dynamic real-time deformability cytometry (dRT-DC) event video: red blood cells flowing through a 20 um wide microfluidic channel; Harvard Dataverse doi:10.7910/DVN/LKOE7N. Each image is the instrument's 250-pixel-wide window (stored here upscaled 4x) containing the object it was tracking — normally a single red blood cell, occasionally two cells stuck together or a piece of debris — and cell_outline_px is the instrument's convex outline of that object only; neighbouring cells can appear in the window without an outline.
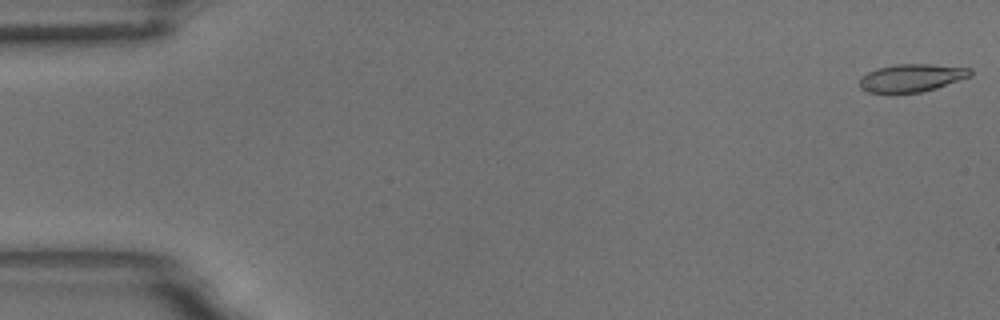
{"species": "common noctule bat (a hibernating species)", "species_latin": "Nyctalus noctula", "temperature_condition": "room temperature", "stored_images_in_passage": 56, "camera_frame_rate_fps": 3000, "um_per_image_px": 0.085, "animal": {"sex": "male", "body_mass_g": 18.8}, "frame": {"image": 1, "passage_image": 1, "time_ms": 0.0, "image_size_px": [1000, 320], "cell_outline_px": [[972, 76], [936, 88], [920, 92], [868, 92], [860, 88], [860, 80], [868, 72], [876, 68], [896, 64], [928, 64], [972, 68]], "centroid_in_image_um": [77.52, 6.6], "position_along_channel_um": 7.5, "area_um2": 17.74}}
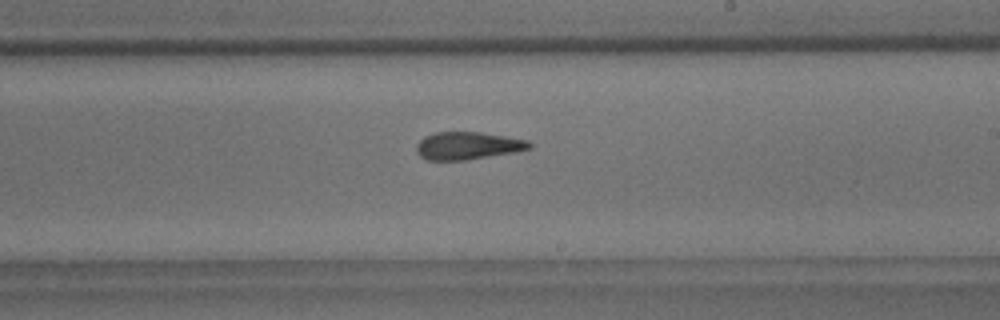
{"frame": {"image": 2, "passage_image": 33, "time_ms": 10.667, "image_size_px": [1000, 320], "cell_outline_px": [[532, 148], [516, 152], [464, 160], [428, 160], [420, 156], [416, 152], [416, 144], [424, 136], [432, 132], [480, 132], [528, 140], [532, 144]], "centroid_in_image_um": [39.74, 12.38], "position_along_channel_um": 249.3, "area_um2": 18.26}}
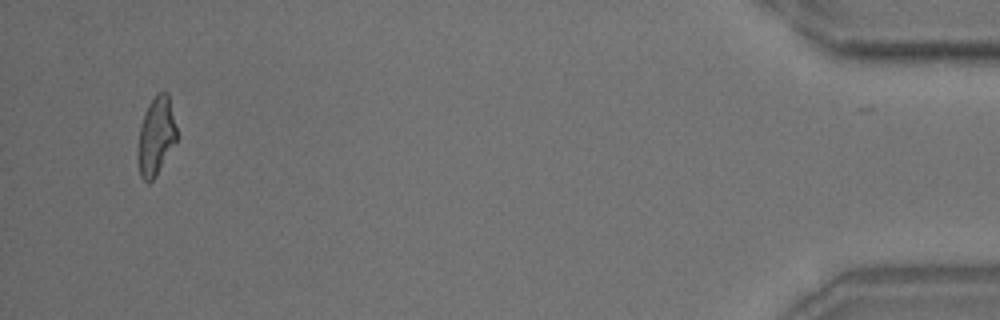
{"frame": {"image": 3, "passage_image": 54, "time_ms": 17.667, "image_size_px": [1000, 320], "cell_outline_px": [[176, 140], [156, 176], [148, 184], [140, 176], [136, 156], [140, 124], [144, 112], [148, 104], [156, 92], [168, 92], [176, 128]], "centroid_in_image_um": [13.22, 11.57], "position_along_channel_um": 422.0, "area_um2": 17.86}, "authors_computed_cell_mechanics": {"area_um2": 18.5538, "velocity_mm_per_s": 3.6, "shape_relaxation_time_tau1_ms": 7.4489, "shape_relaxation_time_tau2_ms": 3.223, "deformation_change_tau1": 0.2046, "deformation_change_tau2": 0.1248}}